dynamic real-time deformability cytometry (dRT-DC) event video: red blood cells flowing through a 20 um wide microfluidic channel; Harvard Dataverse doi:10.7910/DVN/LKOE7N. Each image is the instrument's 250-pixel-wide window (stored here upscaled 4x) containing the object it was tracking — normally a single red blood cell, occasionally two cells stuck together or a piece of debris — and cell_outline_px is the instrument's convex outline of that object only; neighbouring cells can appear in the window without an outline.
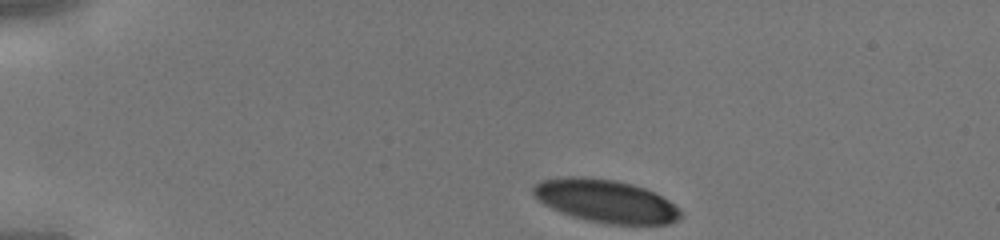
{"species": "human", "species_latin": "Homo sapiens", "temperature_condition": "cold", "stored_images_in_passage": 31, "camera_frame_rate_fps": 3000, "um_per_image_px": 0.085, "donor": {"sex": "male"}, "frame": {"image": 1, "passage_image": 1, "time_ms": 0.0, "image_size_px": [1000, 240], "cell_outline_px": [[684, 216], [680, 220], [668, 224], [608, 224], [588, 220], [572, 216], [560, 212], [544, 204], [532, 192], [532, 188], [540, 180], [568, 176], [580, 176], [616, 180], [632, 184], [644, 188], [668, 200]], "centroid_in_image_um": [51.48, 17.08], "position_along_channel_um": 33.5, "area_um2": 36.65}}
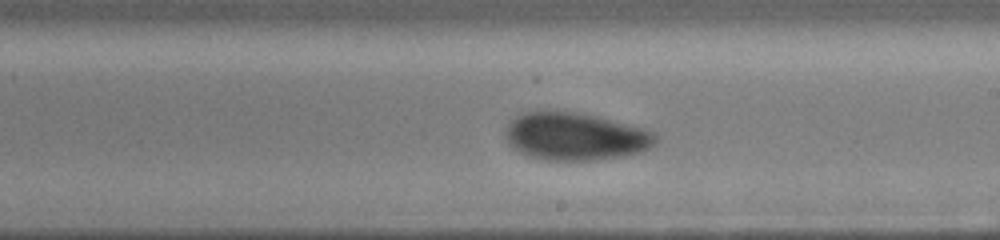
{"frame": {"image": 2, "passage_image": 19, "time_ms": 6.0, "image_size_px": [1000, 240], "cell_outline_px": [[660, 136], [656, 144], [640, 152], [620, 156], [596, 160], [544, 160], [528, 156], [512, 148], [508, 144], [504, 136], [504, 132], [508, 120], [524, 112], [540, 108], [576, 112], [596, 116], [656, 132]], "centroid_in_image_um": [48.82, 11.57], "position_along_channel_um": 240.2, "area_um2": 42.54}}
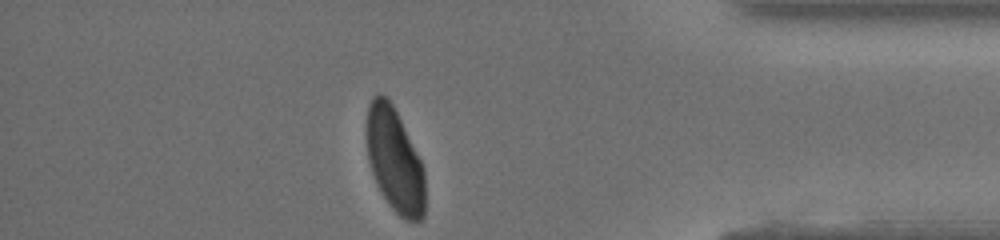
{"frame": {"image": 3, "passage_image": 31, "time_ms": 10.0, "image_size_px": [1000, 240], "cell_outline_px": [[424, 216], [420, 220], [404, 220], [392, 208], [376, 184], [368, 160], [368, 104], [372, 96], [380, 92], [392, 104], [424, 168]], "centroid_in_image_um": [33.55, 13.64], "position_along_channel_um": 401.7, "area_um2": 34.62}}